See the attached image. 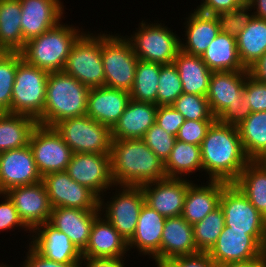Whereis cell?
Returning a JSON list of instances; mask_svg holds the SVG:
<instances>
[{"label":"cell","mask_w":266,"mask_h":267,"mask_svg":"<svg viewBox=\"0 0 266 267\" xmlns=\"http://www.w3.org/2000/svg\"><path fill=\"white\" fill-rule=\"evenodd\" d=\"M201 160L209 180L233 183L250 162L237 126L222 124L216 120L202 141Z\"/></svg>","instance_id":"1"},{"label":"cell","mask_w":266,"mask_h":267,"mask_svg":"<svg viewBox=\"0 0 266 267\" xmlns=\"http://www.w3.org/2000/svg\"><path fill=\"white\" fill-rule=\"evenodd\" d=\"M111 175L116 186H141L167 178L164 162L142 139H112Z\"/></svg>","instance_id":"2"},{"label":"cell","mask_w":266,"mask_h":267,"mask_svg":"<svg viewBox=\"0 0 266 267\" xmlns=\"http://www.w3.org/2000/svg\"><path fill=\"white\" fill-rule=\"evenodd\" d=\"M45 94L39 125L53 127L62 120L86 115L89 88L64 71L49 72Z\"/></svg>","instance_id":"3"},{"label":"cell","mask_w":266,"mask_h":267,"mask_svg":"<svg viewBox=\"0 0 266 267\" xmlns=\"http://www.w3.org/2000/svg\"><path fill=\"white\" fill-rule=\"evenodd\" d=\"M249 71L212 72L207 100L212 114L222 124L238 126L251 113L244 98V85Z\"/></svg>","instance_id":"4"},{"label":"cell","mask_w":266,"mask_h":267,"mask_svg":"<svg viewBox=\"0 0 266 267\" xmlns=\"http://www.w3.org/2000/svg\"><path fill=\"white\" fill-rule=\"evenodd\" d=\"M60 23L25 43L20 53L28 64L48 72L64 70L73 44L84 32Z\"/></svg>","instance_id":"5"},{"label":"cell","mask_w":266,"mask_h":267,"mask_svg":"<svg viewBox=\"0 0 266 267\" xmlns=\"http://www.w3.org/2000/svg\"><path fill=\"white\" fill-rule=\"evenodd\" d=\"M101 35V56L105 73V86L130 92L135 80L139 58L127 37Z\"/></svg>","instance_id":"6"},{"label":"cell","mask_w":266,"mask_h":267,"mask_svg":"<svg viewBox=\"0 0 266 267\" xmlns=\"http://www.w3.org/2000/svg\"><path fill=\"white\" fill-rule=\"evenodd\" d=\"M48 74L24 59L18 63L12 90V114H24L36 120L43 114Z\"/></svg>","instance_id":"7"},{"label":"cell","mask_w":266,"mask_h":267,"mask_svg":"<svg viewBox=\"0 0 266 267\" xmlns=\"http://www.w3.org/2000/svg\"><path fill=\"white\" fill-rule=\"evenodd\" d=\"M53 128L73 153H111V129L88 115L62 120Z\"/></svg>","instance_id":"8"},{"label":"cell","mask_w":266,"mask_h":267,"mask_svg":"<svg viewBox=\"0 0 266 267\" xmlns=\"http://www.w3.org/2000/svg\"><path fill=\"white\" fill-rule=\"evenodd\" d=\"M225 226L246 231L266 250V219L234 183H228L220 196Z\"/></svg>","instance_id":"9"},{"label":"cell","mask_w":266,"mask_h":267,"mask_svg":"<svg viewBox=\"0 0 266 267\" xmlns=\"http://www.w3.org/2000/svg\"><path fill=\"white\" fill-rule=\"evenodd\" d=\"M95 35L88 31L78 38L70 50L63 70L89 89L105 86L101 33Z\"/></svg>","instance_id":"10"},{"label":"cell","mask_w":266,"mask_h":267,"mask_svg":"<svg viewBox=\"0 0 266 267\" xmlns=\"http://www.w3.org/2000/svg\"><path fill=\"white\" fill-rule=\"evenodd\" d=\"M141 22L137 32L128 36L135 55L143 61L158 64L173 63L180 51V37L162 23ZM169 29V30H168Z\"/></svg>","instance_id":"11"},{"label":"cell","mask_w":266,"mask_h":267,"mask_svg":"<svg viewBox=\"0 0 266 267\" xmlns=\"http://www.w3.org/2000/svg\"><path fill=\"white\" fill-rule=\"evenodd\" d=\"M118 188H120L118 189L119 191H116L117 193L115 192L113 197H110L112 200H108V204L104 202V199L100 198L99 208L102 211L101 215L105 212L103 216L128 243L135 234L139 214L145 203V197L140 186L121 185Z\"/></svg>","instance_id":"12"},{"label":"cell","mask_w":266,"mask_h":267,"mask_svg":"<svg viewBox=\"0 0 266 267\" xmlns=\"http://www.w3.org/2000/svg\"><path fill=\"white\" fill-rule=\"evenodd\" d=\"M29 147L42 177L49 173L65 171L73 154L53 127L39 124L31 133Z\"/></svg>","instance_id":"13"},{"label":"cell","mask_w":266,"mask_h":267,"mask_svg":"<svg viewBox=\"0 0 266 267\" xmlns=\"http://www.w3.org/2000/svg\"><path fill=\"white\" fill-rule=\"evenodd\" d=\"M50 205L81 210H100V198L89 188L78 184L66 171L53 172L42 177Z\"/></svg>","instance_id":"14"},{"label":"cell","mask_w":266,"mask_h":267,"mask_svg":"<svg viewBox=\"0 0 266 267\" xmlns=\"http://www.w3.org/2000/svg\"><path fill=\"white\" fill-rule=\"evenodd\" d=\"M78 184L92 190L99 198L115 187L111 175V155L96 153H73L65 170Z\"/></svg>","instance_id":"15"},{"label":"cell","mask_w":266,"mask_h":267,"mask_svg":"<svg viewBox=\"0 0 266 267\" xmlns=\"http://www.w3.org/2000/svg\"><path fill=\"white\" fill-rule=\"evenodd\" d=\"M207 253L217 266L266 258V250L251 235L227 226Z\"/></svg>","instance_id":"16"},{"label":"cell","mask_w":266,"mask_h":267,"mask_svg":"<svg viewBox=\"0 0 266 267\" xmlns=\"http://www.w3.org/2000/svg\"><path fill=\"white\" fill-rule=\"evenodd\" d=\"M5 194L13 201L20 218L31 231L49 222L52 207L42 181L10 188Z\"/></svg>","instance_id":"17"},{"label":"cell","mask_w":266,"mask_h":267,"mask_svg":"<svg viewBox=\"0 0 266 267\" xmlns=\"http://www.w3.org/2000/svg\"><path fill=\"white\" fill-rule=\"evenodd\" d=\"M42 181L29 145L0 153V194Z\"/></svg>","instance_id":"18"},{"label":"cell","mask_w":266,"mask_h":267,"mask_svg":"<svg viewBox=\"0 0 266 267\" xmlns=\"http://www.w3.org/2000/svg\"><path fill=\"white\" fill-rule=\"evenodd\" d=\"M187 178H165L141 185L145 203L164 216H180L188 186L192 183Z\"/></svg>","instance_id":"19"},{"label":"cell","mask_w":266,"mask_h":267,"mask_svg":"<svg viewBox=\"0 0 266 267\" xmlns=\"http://www.w3.org/2000/svg\"><path fill=\"white\" fill-rule=\"evenodd\" d=\"M23 48L25 43L55 27L62 19L64 5L60 0H19Z\"/></svg>","instance_id":"20"},{"label":"cell","mask_w":266,"mask_h":267,"mask_svg":"<svg viewBox=\"0 0 266 267\" xmlns=\"http://www.w3.org/2000/svg\"><path fill=\"white\" fill-rule=\"evenodd\" d=\"M31 233L32 241L29 244L46 259L64 264H81L82 252L65 233L49 222L39 225Z\"/></svg>","instance_id":"21"},{"label":"cell","mask_w":266,"mask_h":267,"mask_svg":"<svg viewBox=\"0 0 266 267\" xmlns=\"http://www.w3.org/2000/svg\"><path fill=\"white\" fill-rule=\"evenodd\" d=\"M100 214V210L56 207L51 210L49 223L65 233L82 252L88 244L94 220Z\"/></svg>","instance_id":"22"},{"label":"cell","mask_w":266,"mask_h":267,"mask_svg":"<svg viewBox=\"0 0 266 267\" xmlns=\"http://www.w3.org/2000/svg\"><path fill=\"white\" fill-rule=\"evenodd\" d=\"M130 92L101 86L89 89L87 112L90 118L112 129L130 100Z\"/></svg>","instance_id":"23"},{"label":"cell","mask_w":266,"mask_h":267,"mask_svg":"<svg viewBox=\"0 0 266 267\" xmlns=\"http://www.w3.org/2000/svg\"><path fill=\"white\" fill-rule=\"evenodd\" d=\"M166 218L144 203L135 234L128 242V249L137 248L139 254L149 255L160 266V247ZM153 256V257H152Z\"/></svg>","instance_id":"24"},{"label":"cell","mask_w":266,"mask_h":267,"mask_svg":"<svg viewBox=\"0 0 266 267\" xmlns=\"http://www.w3.org/2000/svg\"><path fill=\"white\" fill-rule=\"evenodd\" d=\"M194 241L193 225L181 215L166 218L160 247V265L180 257L199 253Z\"/></svg>","instance_id":"25"},{"label":"cell","mask_w":266,"mask_h":267,"mask_svg":"<svg viewBox=\"0 0 266 267\" xmlns=\"http://www.w3.org/2000/svg\"><path fill=\"white\" fill-rule=\"evenodd\" d=\"M129 251L128 243L101 214L94 220L89 241L82 257L122 258Z\"/></svg>","instance_id":"26"},{"label":"cell","mask_w":266,"mask_h":267,"mask_svg":"<svg viewBox=\"0 0 266 267\" xmlns=\"http://www.w3.org/2000/svg\"><path fill=\"white\" fill-rule=\"evenodd\" d=\"M158 106L130 99L118 122L111 129L112 139H142L155 123Z\"/></svg>","instance_id":"27"},{"label":"cell","mask_w":266,"mask_h":267,"mask_svg":"<svg viewBox=\"0 0 266 267\" xmlns=\"http://www.w3.org/2000/svg\"><path fill=\"white\" fill-rule=\"evenodd\" d=\"M227 182L209 180L207 186L191 183L187 188L181 216L191 225L203 220L219 206V200Z\"/></svg>","instance_id":"28"},{"label":"cell","mask_w":266,"mask_h":267,"mask_svg":"<svg viewBox=\"0 0 266 267\" xmlns=\"http://www.w3.org/2000/svg\"><path fill=\"white\" fill-rule=\"evenodd\" d=\"M185 22V43L180 41V50L191 55L202 56L212 40L220 33L215 15H209L197 10L190 13Z\"/></svg>","instance_id":"29"},{"label":"cell","mask_w":266,"mask_h":267,"mask_svg":"<svg viewBox=\"0 0 266 267\" xmlns=\"http://www.w3.org/2000/svg\"><path fill=\"white\" fill-rule=\"evenodd\" d=\"M173 63L180 75L183 93L207 96L212 71L201 56L180 50Z\"/></svg>","instance_id":"30"},{"label":"cell","mask_w":266,"mask_h":267,"mask_svg":"<svg viewBox=\"0 0 266 267\" xmlns=\"http://www.w3.org/2000/svg\"><path fill=\"white\" fill-rule=\"evenodd\" d=\"M212 72L249 71L240 61L236 38L219 33L201 56Z\"/></svg>","instance_id":"31"},{"label":"cell","mask_w":266,"mask_h":267,"mask_svg":"<svg viewBox=\"0 0 266 267\" xmlns=\"http://www.w3.org/2000/svg\"><path fill=\"white\" fill-rule=\"evenodd\" d=\"M37 120L24 114L0 113V153L29 145Z\"/></svg>","instance_id":"32"},{"label":"cell","mask_w":266,"mask_h":267,"mask_svg":"<svg viewBox=\"0 0 266 267\" xmlns=\"http://www.w3.org/2000/svg\"><path fill=\"white\" fill-rule=\"evenodd\" d=\"M23 37L19 0H0V52H21Z\"/></svg>","instance_id":"33"},{"label":"cell","mask_w":266,"mask_h":267,"mask_svg":"<svg viewBox=\"0 0 266 267\" xmlns=\"http://www.w3.org/2000/svg\"><path fill=\"white\" fill-rule=\"evenodd\" d=\"M241 63L249 69L266 52V20L253 17L236 37Z\"/></svg>","instance_id":"34"},{"label":"cell","mask_w":266,"mask_h":267,"mask_svg":"<svg viewBox=\"0 0 266 267\" xmlns=\"http://www.w3.org/2000/svg\"><path fill=\"white\" fill-rule=\"evenodd\" d=\"M266 219V169L250 161L233 182Z\"/></svg>","instance_id":"35"},{"label":"cell","mask_w":266,"mask_h":267,"mask_svg":"<svg viewBox=\"0 0 266 267\" xmlns=\"http://www.w3.org/2000/svg\"><path fill=\"white\" fill-rule=\"evenodd\" d=\"M237 129L247 157L259 160L266 153V111L252 112Z\"/></svg>","instance_id":"36"},{"label":"cell","mask_w":266,"mask_h":267,"mask_svg":"<svg viewBox=\"0 0 266 267\" xmlns=\"http://www.w3.org/2000/svg\"><path fill=\"white\" fill-rule=\"evenodd\" d=\"M200 169L203 171L201 146L176 140L169 158L164 163L167 178H186L187 174Z\"/></svg>","instance_id":"37"},{"label":"cell","mask_w":266,"mask_h":267,"mask_svg":"<svg viewBox=\"0 0 266 267\" xmlns=\"http://www.w3.org/2000/svg\"><path fill=\"white\" fill-rule=\"evenodd\" d=\"M159 75L160 64L139 59L133 88L130 91V98L135 101L157 105Z\"/></svg>","instance_id":"38"},{"label":"cell","mask_w":266,"mask_h":267,"mask_svg":"<svg viewBox=\"0 0 266 267\" xmlns=\"http://www.w3.org/2000/svg\"><path fill=\"white\" fill-rule=\"evenodd\" d=\"M225 227L224 212L220 205L203 220L193 225L194 241L200 252H208Z\"/></svg>","instance_id":"39"},{"label":"cell","mask_w":266,"mask_h":267,"mask_svg":"<svg viewBox=\"0 0 266 267\" xmlns=\"http://www.w3.org/2000/svg\"><path fill=\"white\" fill-rule=\"evenodd\" d=\"M22 59L20 52H0V113H11L15 74Z\"/></svg>","instance_id":"40"},{"label":"cell","mask_w":266,"mask_h":267,"mask_svg":"<svg viewBox=\"0 0 266 267\" xmlns=\"http://www.w3.org/2000/svg\"><path fill=\"white\" fill-rule=\"evenodd\" d=\"M157 106L172 105L183 93L180 75L174 63L160 64Z\"/></svg>","instance_id":"41"},{"label":"cell","mask_w":266,"mask_h":267,"mask_svg":"<svg viewBox=\"0 0 266 267\" xmlns=\"http://www.w3.org/2000/svg\"><path fill=\"white\" fill-rule=\"evenodd\" d=\"M172 106L185 120H216L206 96L182 93Z\"/></svg>","instance_id":"42"},{"label":"cell","mask_w":266,"mask_h":267,"mask_svg":"<svg viewBox=\"0 0 266 267\" xmlns=\"http://www.w3.org/2000/svg\"><path fill=\"white\" fill-rule=\"evenodd\" d=\"M251 10L252 7L249 3H247L233 9L232 11L221 12L215 15L218 20L220 32L236 38L242 29H244L253 19V12H250L252 14L248 12Z\"/></svg>","instance_id":"43"},{"label":"cell","mask_w":266,"mask_h":267,"mask_svg":"<svg viewBox=\"0 0 266 267\" xmlns=\"http://www.w3.org/2000/svg\"><path fill=\"white\" fill-rule=\"evenodd\" d=\"M142 140L165 163L176 142V136L168 134L154 123L145 133Z\"/></svg>","instance_id":"44"},{"label":"cell","mask_w":266,"mask_h":267,"mask_svg":"<svg viewBox=\"0 0 266 267\" xmlns=\"http://www.w3.org/2000/svg\"><path fill=\"white\" fill-rule=\"evenodd\" d=\"M216 120H185L176 139L182 142L201 146L210 126Z\"/></svg>","instance_id":"45"},{"label":"cell","mask_w":266,"mask_h":267,"mask_svg":"<svg viewBox=\"0 0 266 267\" xmlns=\"http://www.w3.org/2000/svg\"><path fill=\"white\" fill-rule=\"evenodd\" d=\"M244 98L250 102L252 112L266 111V83L249 74L244 85Z\"/></svg>","instance_id":"46"},{"label":"cell","mask_w":266,"mask_h":267,"mask_svg":"<svg viewBox=\"0 0 266 267\" xmlns=\"http://www.w3.org/2000/svg\"><path fill=\"white\" fill-rule=\"evenodd\" d=\"M185 122L184 116L172 105L158 106L155 123L168 134L177 136L181 125Z\"/></svg>","instance_id":"47"},{"label":"cell","mask_w":266,"mask_h":267,"mask_svg":"<svg viewBox=\"0 0 266 267\" xmlns=\"http://www.w3.org/2000/svg\"><path fill=\"white\" fill-rule=\"evenodd\" d=\"M4 197V201L0 203V231L15 229L16 227L25 228L29 233L32 232L22 221L17 210L15 209L13 201L7 194L1 193L0 197ZM6 195V196H5Z\"/></svg>","instance_id":"48"},{"label":"cell","mask_w":266,"mask_h":267,"mask_svg":"<svg viewBox=\"0 0 266 267\" xmlns=\"http://www.w3.org/2000/svg\"><path fill=\"white\" fill-rule=\"evenodd\" d=\"M158 267H217L207 252L170 259Z\"/></svg>","instance_id":"49"},{"label":"cell","mask_w":266,"mask_h":267,"mask_svg":"<svg viewBox=\"0 0 266 267\" xmlns=\"http://www.w3.org/2000/svg\"><path fill=\"white\" fill-rule=\"evenodd\" d=\"M202 3L196 8L197 11L217 15L221 12L232 11L233 9L249 3V0H202Z\"/></svg>","instance_id":"50"},{"label":"cell","mask_w":266,"mask_h":267,"mask_svg":"<svg viewBox=\"0 0 266 267\" xmlns=\"http://www.w3.org/2000/svg\"><path fill=\"white\" fill-rule=\"evenodd\" d=\"M22 267H80L81 264H64L46 259L40 255L30 244L29 251Z\"/></svg>","instance_id":"51"},{"label":"cell","mask_w":266,"mask_h":267,"mask_svg":"<svg viewBox=\"0 0 266 267\" xmlns=\"http://www.w3.org/2000/svg\"><path fill=\"white\" fill-rule=\"evenodd\" d=\"M85 267H125L124 260L122 258H91L82 257L81 266Z\"/></svg>","instance_id":"52"},{"label":"cell","mask_w":266,"mask_h":267,"mask_svg":"<svg viewBox=\"0 0 266 267\" xmlns=\"http://www.w3.org/2000/svg\"><path fill=\"white\" fill-rule=\"evenodd\" d=\"M248 70L256 80L266 83V52Z\"/></svg>","instance_id":"53"},{"label":"cell","mask_w":266,"mask_h":267,"mask_svg":"<svg viewBox=\"0 0 266 267\" xmlns=\"http://www.w3.org/2000/svg\"><path fill=\"white\" fill-rule=\"evenodd\" d=\"M217 267H266V258H259L245 262L227 263Z\"/></svg>","instance_id":"54"},{"label":"cell","mask_w":266,"mask_h":267,"mask_svg":"<svg viewBox=\"0 0 266 267\" xmlns=\"http://www.w3.org/2000/svg\"><path fill=\"white\" fill-rule=\"evenodd\" d=\"M254 11V17L266 20V0H249Z\"/></svg>","instance_id":"55"},{"label":"cell","mask_w":266,"mask_h":267,"mask_svg":"<svg viewBox=\"0 0 266 267\" xmlns=\"http://www.w3.org/2000/svg\"><path fill=\"white\" fill-rule=\"evenodd\" d=\"M260 164H262L264 166V168L266 169V153L259 159L257 160Z\"/></svg>","instance_id":"56"},{"label":"cell","mask_w":266,"mask_h":267,"mask_svg":"<svg viewBox=\"0 0 266 267\" xmlns=\"http://www.w3.org/2000/svg\"><path fill=\"white\" fill-rule=\"evenodd\" d=\"M0 267H9V266H7V265H5V264L2 263V264L0 265ZM10 267H12V266H10Z\"/></svg>","instance_id":"57"}]
</instances>
